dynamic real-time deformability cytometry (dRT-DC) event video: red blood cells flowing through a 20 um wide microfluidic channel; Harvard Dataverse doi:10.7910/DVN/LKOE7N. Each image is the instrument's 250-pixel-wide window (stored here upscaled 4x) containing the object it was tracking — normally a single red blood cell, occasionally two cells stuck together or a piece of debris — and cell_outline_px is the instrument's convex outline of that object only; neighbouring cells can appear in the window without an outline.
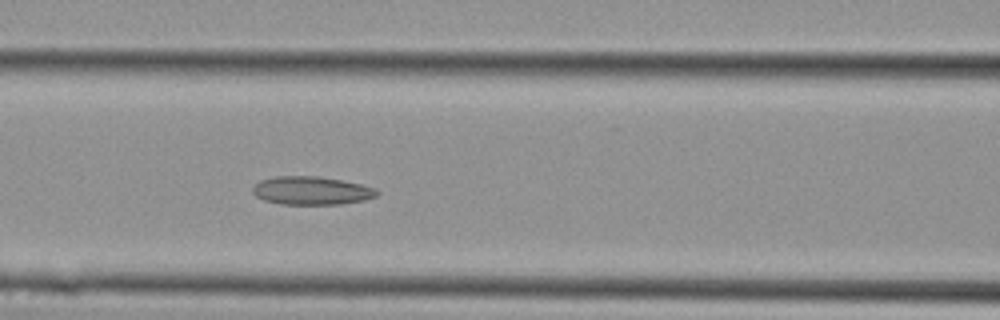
{"species": "Egyptian fruit bat (a non-hibernating species)", "species_latin": "Rousettus aegyptiacus", "temperature_condition": "cold", "stored_images_in_passage": 12, "camera_frame_rate_fps": 3000, "um_per_image_px": 0.085, "animal": {"sex": "female"}, "frame": {"image": 1, "passage_image": 12, "time_ms": 3.667, "image_size_px": [1000, 320], "cell_outline_px": [[380, 192], [376, 196], [364, 200], [340, 204], [280, 204], [264, 200], [256, 196], [252, 192], [252, 188], [260, 180], [276, 176], [316, 176], [340, 180], [360, 184], [376, 188]], "centroid_in_image_um": [26.47, 16.2], "position_along_channel_um": 140.1, "area_um2": 20.4}}